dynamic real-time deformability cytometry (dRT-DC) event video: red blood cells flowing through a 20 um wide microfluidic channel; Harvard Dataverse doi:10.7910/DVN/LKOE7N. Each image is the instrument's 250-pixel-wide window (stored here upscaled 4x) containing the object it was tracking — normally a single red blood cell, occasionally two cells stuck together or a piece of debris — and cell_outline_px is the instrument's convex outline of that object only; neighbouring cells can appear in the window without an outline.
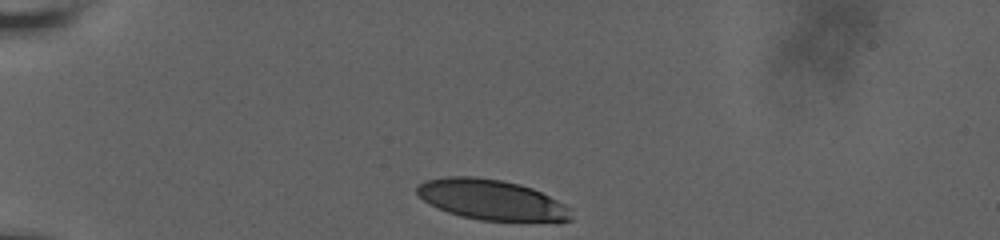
{"species": "human", "species_latin": "Homo sapiens", "temperature_condition": "room temperature", "stored_images_in_passage": 35, "camera_frame_rate_fps": 3000, "um_per_image_px": 0.085, "donor": {"sex": "male"}, "frame": {"image": 1, "passage_image": 1, "time_ms": 0.0, "image_size_px": [1000, 240], "cell_outline_px": [[572, 220], [480, 220], [460, 216], [448, 212], [424, 200], [416, 192], [416, 188], [424, 180], [448, 176], [476, 176], [500, 180], [520, 184], [532, 188], [572, 208]], "centroid_in_image_um": [41.76, 16.96], "position_along_channel_um": 43.2, "area_um2": 35.72}}
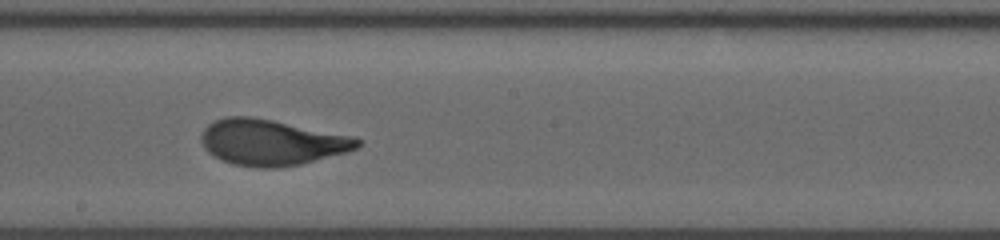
{"frame": {"image": 2, "passage_image": 20, "time_ms": 6.333, "image_size_px": [1000, 240], "cell_outline_px": [[364, 144], [348, 152], [300, 164], [280, 168], [256, 168], [232, 164], [220, 160], [208, 152], [204, 148], [200, 140], [200, 136], [204, 128], [208, 124], [224, 116], [252, 116], [356, 136]], "centroid_in_image_um": [23.09, 12.1], "position_along_channel_um": 225.1, "area_um2": 42.31}}
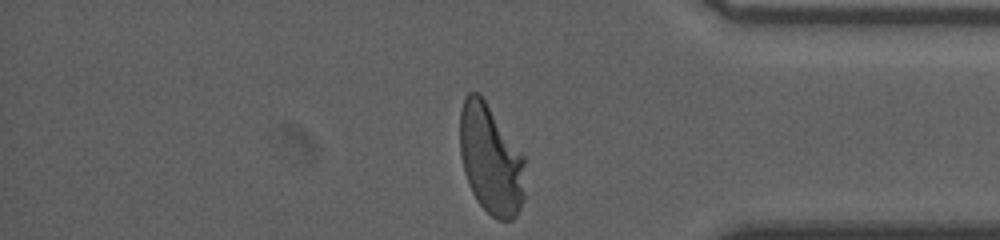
{"frame": {"image": 3, "passage_image": 35, "time_ms": 11.333, "image_size_px": [1000, 240], "cell_outline_px": [[524, 200], [516, 216], [512, 220], [496, 220], [476, 200], [468, 184], [464, 172], [460, 152], [460, 112], [464, 96], [468, 92], [476, 92], [484, 100], [524, 156]], "centroid_in_image_um": [41.7, 13.59], "position_along_channel_um": 393.5, "area_um2": 41.44}, "authors_computed_cell_mechanics": {"area_um2": 41.0958, "velocity_mm_per_s": 3.6372, "shape_relaxation_time_tau1_ms": 3.7664, "shape_relaxation_time_tau2_ms": null, "deformation_change_tau1": 0.1967, "deformation_change_tau2": null}}